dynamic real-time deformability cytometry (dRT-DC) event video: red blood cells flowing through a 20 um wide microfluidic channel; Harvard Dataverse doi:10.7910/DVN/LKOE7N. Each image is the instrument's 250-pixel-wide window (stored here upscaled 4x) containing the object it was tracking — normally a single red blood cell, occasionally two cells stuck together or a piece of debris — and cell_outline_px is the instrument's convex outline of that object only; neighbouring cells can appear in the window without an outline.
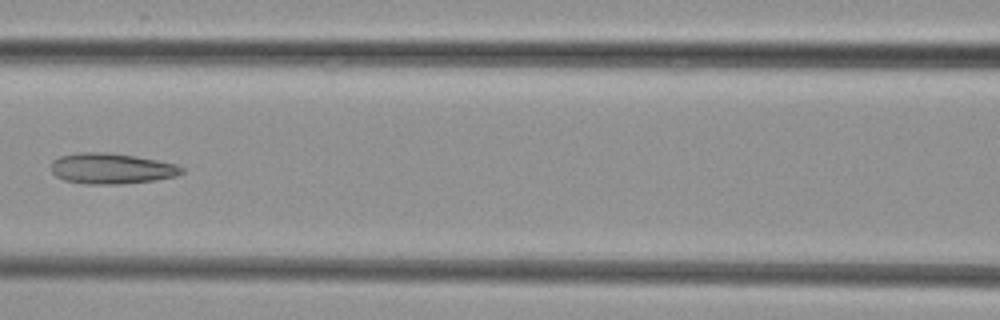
{"species": "common noctule bat (a hibernating species)", "species_latin": "Nyctalus noctula", "temperature_condition": "cold", "stored_images_in_passage": 5, "camera_frame_rate_fps": 3000, "um_per_image_px": 0.085, "animal": {"sex": "female", "body_mass_g": 29.2, "forearm_length_mm": 56.3}, "frame": {"image": 1, "passage_image": 5, "time_ms": 5.333, "image_size_px": [1000, 320], "cell_outline_px": [[184, 172], [176, 176], [156, 180], [120, 184], [84, 184], [64, 180], [56, 176], [52, 172], [52, 160], [60, 156], [76, 152], [104, 152], [132, 156], [156, 160], [176, 164], [184, 168]], "centroid_in_image_um": [9.46, 14.33], "position_along_channel_um": 157.1, "area_um2": 23.35}}